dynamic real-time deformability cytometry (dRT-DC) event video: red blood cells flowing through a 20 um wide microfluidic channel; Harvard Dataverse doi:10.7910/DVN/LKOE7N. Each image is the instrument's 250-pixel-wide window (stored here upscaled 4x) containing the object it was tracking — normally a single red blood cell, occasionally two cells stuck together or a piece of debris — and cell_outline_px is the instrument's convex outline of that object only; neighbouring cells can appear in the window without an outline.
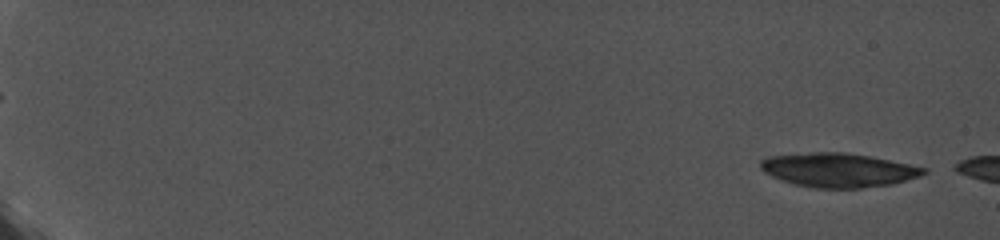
{"species": "common noctule bat (a hibernating species)", "species_latin": "Nyctalus noctula", "temperature_condition": "cold", "stored_images_in_passage": 10, "camera_frame_rate_fps": 5000, "um_per_image_px": 0.085, "animal": {"sex": "female", "body_mass_g": 19.0, "forearm_length_mm": 56.7}, "frame": {"image": 1, "passage_image": 1, "time_ms": 0.0, "image_size_px": [1000, 240], "cell_outline_px": [[928, 172], [920, 176], [892, 184], [860, 188], [812, 188], [780, 180], [764, 172], [760, 168], [760, 160], [768, 156], [812, 152], [848, 152], [928, 168]], "centroid_in_image_um": [71.24, 14.45], "position_along_channel_um": 13.8, "area_um2": 32.37}}